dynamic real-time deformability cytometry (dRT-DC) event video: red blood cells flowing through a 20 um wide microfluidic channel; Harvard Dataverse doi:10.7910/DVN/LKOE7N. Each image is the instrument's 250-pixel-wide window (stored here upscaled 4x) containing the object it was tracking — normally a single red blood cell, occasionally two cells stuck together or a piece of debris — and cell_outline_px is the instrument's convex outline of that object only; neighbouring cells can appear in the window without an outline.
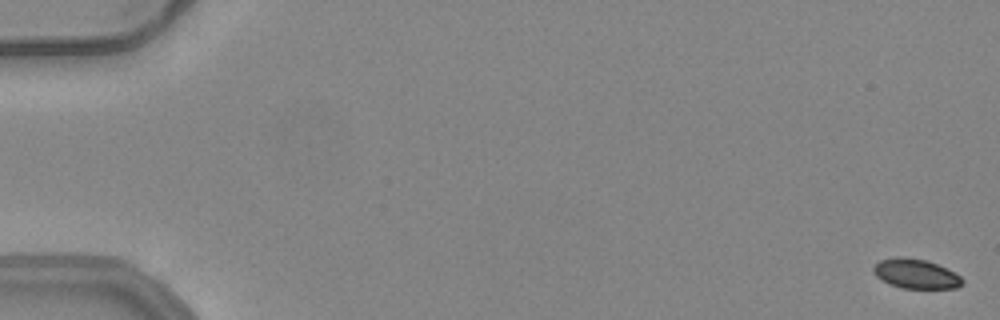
{"species": "common noctule bat (a hibernating species)", "species_latin": "Nyctalus noctula", "temperature_condition": "warm", "stored_images_in_passage": 11, "camera_frame_rate_fps": 3000, "um_per_image_px": 0.085, "animal": {"sex": "female", "body_mass_g": 24.6, "forearm_length_mm": 56.2}, "frame": {"image": 1, "passage_image": 2, "time_ms": 0.333, "image_size_px": [1000, 320], "cell_outline_px": [[964, 284], [956, 288], [900, 288], [876, 276], [872, 268], [880, 260], [896, 256], [900, 256], [924, 260], [936, 264], [960, 276], [964, 280]], "centroid_in_image_um": [77.84, 23.27], "position_along_channel_um": 7.2, "area_um2": 15.03}}